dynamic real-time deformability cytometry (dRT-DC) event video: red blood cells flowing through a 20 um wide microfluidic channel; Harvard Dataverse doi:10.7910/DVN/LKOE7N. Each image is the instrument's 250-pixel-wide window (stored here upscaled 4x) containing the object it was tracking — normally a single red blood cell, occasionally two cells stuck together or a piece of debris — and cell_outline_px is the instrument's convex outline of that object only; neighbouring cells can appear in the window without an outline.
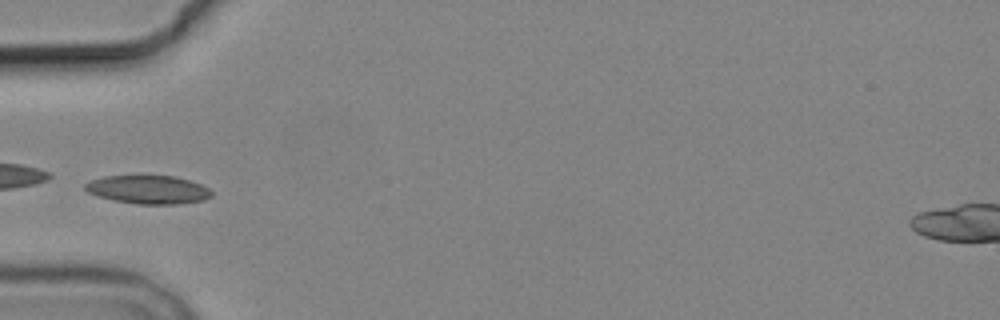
{"species": "common noctule bat (a hibernating species)", "species_latin": "Nyctalus noctula", "temperature_condition": "cold", "stored_images_in_passage": 2, "camera_frame_rate_fps": 3000, "um_per_image_px": 0.085, "animal": {"sex": "male", "body_mass_g": 19.2, "forearm_length_mm": 51.8}, "frame": {"image": 1, "passage_image": 2, "time_ms": 1.333, "image_size_px": [1000, 320], "cell_outline_px": [[212, 196], [204, 200], [180, 204], [140, 204], [116, 200], [96, 196], [88, 192], [84, 188], [84, 184], [92, 180], [104, 176], [176, 176], [200, 184], [208, 188], [212, 192]], "centroid_in_image_um": [12.61, 16.12], "position_along_channel_um": 72.4, "area_um2": 20.81}}